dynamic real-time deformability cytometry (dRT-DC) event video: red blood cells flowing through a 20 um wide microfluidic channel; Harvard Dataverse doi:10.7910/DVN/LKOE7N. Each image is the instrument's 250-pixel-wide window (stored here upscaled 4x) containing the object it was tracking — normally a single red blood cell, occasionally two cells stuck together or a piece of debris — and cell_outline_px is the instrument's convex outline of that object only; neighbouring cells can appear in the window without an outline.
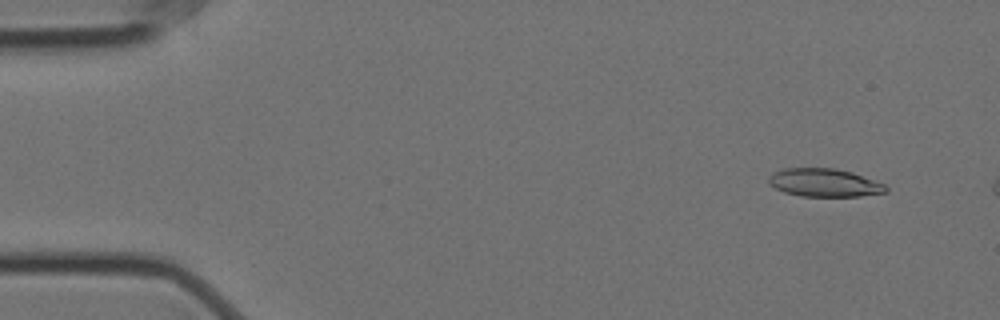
{"species": "Egyptian fruit bat (a non-hibernating species)", "species_latin": "Rousettus aegyptiacus", "temperature_condition": "cold", "stored_images_in_passage": 15, "camera_frame_rate_fps": 3000, "um_per_image_px": 0.085, "animal": {"sex": "female"}, "frame": {"image": 1, "passage_image": 5, "time_ms": 1.333, "image_size_px": [1000, 320], "cell_outline_px": [[888, 192], [860, 196], [800, 196], [784, 192], [768, 184], [768, 176], [772, 172], [784, 168], [836, 168], [852, 172], [884, 184], [888, 188]], "centroid_in_image_um": [70.04, 15.52], "position_along_channel_um": 15.0, "area_um2": 19.31}}